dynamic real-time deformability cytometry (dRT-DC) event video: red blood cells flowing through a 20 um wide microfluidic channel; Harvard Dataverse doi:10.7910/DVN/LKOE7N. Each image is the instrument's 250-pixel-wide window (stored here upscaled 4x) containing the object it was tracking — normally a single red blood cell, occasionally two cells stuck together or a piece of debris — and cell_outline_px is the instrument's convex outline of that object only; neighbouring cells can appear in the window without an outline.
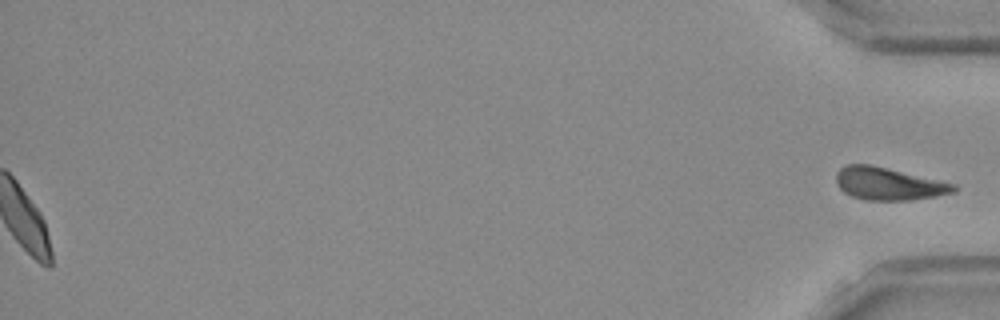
{"species": "Egyptian fruit bat (a non-hibernating species)", "species_latin": "Rousettus aegyptiacus", "temperature_condition": "room temperature", "stored_images_in_passage": 41, "segment_of_instrument_passage": [2, 2], "camera_frame_rate_fps": 3000, "um_per_image_px": 0.085, "frame": {"image": 1, "passage_image": 41, "time_ms": 13.333, "image_size_px": [1000, 320], "cell_outline_px": [[960, 188], [956, 192], [936, 196], [908, 200], [864, 200], [852, 196], [844, 192], [836, 184], [836, 172], [840, 168], [848, 164], [872, 164], [940, 180], [956, 184]], "centroid_in_image_um": [75.54, 15.61], "position_along_channel_um": 359.7, "area_um2": 22.54}}